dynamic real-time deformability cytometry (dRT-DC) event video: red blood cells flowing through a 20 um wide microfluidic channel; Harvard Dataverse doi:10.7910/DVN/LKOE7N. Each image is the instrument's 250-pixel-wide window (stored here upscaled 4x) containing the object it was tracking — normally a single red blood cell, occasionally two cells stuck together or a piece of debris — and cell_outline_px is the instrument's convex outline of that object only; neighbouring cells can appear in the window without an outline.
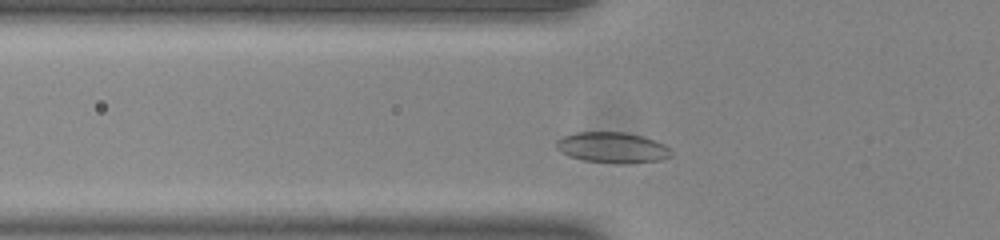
{"species": "common noctule bat (a hibernating species)", "species_latin": "Nyctalus noctula", "temperature_condition": "room temperature", "stored_images_in_passage": 33, "camera_frame_rate_fps": 3000, "um_per_image_px": 0.085, "animal": {"sex": "male", "body_mass_g": 20.0, "forearm_length_mm": 53.3}, "frame": {"image": 1, "passage_image": 4, "time_ms": 1.0, "image_size_px": [1000, 240], "cell_outline_px": [[672, 156], [660, 160], [632, 164], [624, 164], [584, 160], [568, 156], [560, 152], [556, 148], [556, 140], [560, 136], [576, 132], [624, 132], [640, 136], [664, 144], [672, 148]], "centroid_in_image_um": [52.04, 12.55], "position_along_channel_um": 73.8, "area_um2": 20.81}}
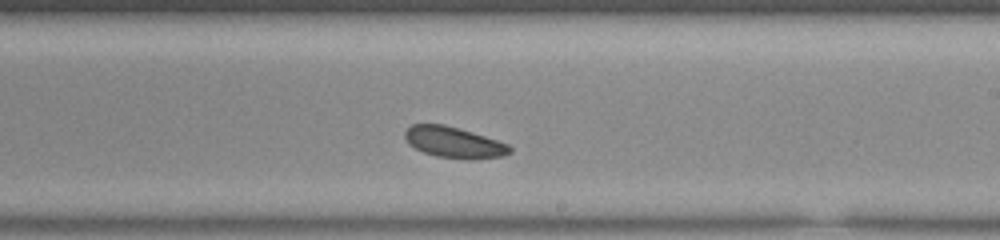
{"frame": {"image": 2, "passage_image": 18, "time_ms": 5.667, "image_size_px": [1000, 240], "cell_outline_px": [[512, 152], [504, 156], [476, 160], [436, 156], [424, 152], [408, 144], [404, 136], [404, 132], [412, 124], [444, 124], [460, 128], [508, 144], [512, 148]], "centroid_in_image_um": [38.6, 12.11], "position_along_channel_um": 250.4, "area_um2": 19.02}}
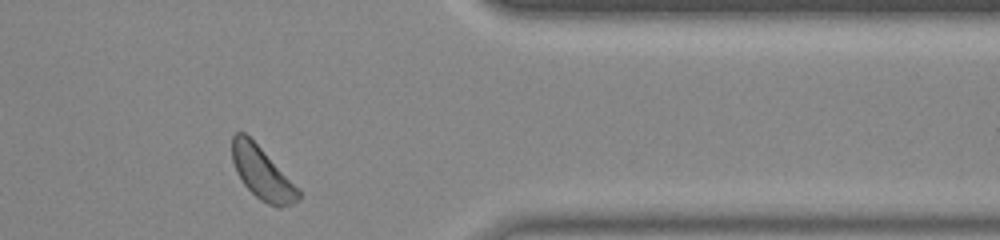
{"frame": {"image": 3, "passage_image": 30, "time_ms": 9.667, "image_size_px": [1000, 240], "cell_outline_px": [[300, 200], [292, 204], [280, 208], [276, 208], [260, 200], [244, 184], [236, 172], [232, 160], [232, 136], [236, 132], [244, 132], [300, 188]], "centroid_in_image_um": [22.3, 14.75], "position_along_channel_um": 389.1, "area_um2": 20.17}, "authors_computed_cell_mechanics": {"area_um2": 19.2474, "velocity_mm_per_s": 3.7959, "shape_relaxation_time_tau1_ms": 1.4969, "shape_relaxation_time_tau2_ms": null, "deformation_change_tau1": 0.0302, "deformation_change_tau2": null}}